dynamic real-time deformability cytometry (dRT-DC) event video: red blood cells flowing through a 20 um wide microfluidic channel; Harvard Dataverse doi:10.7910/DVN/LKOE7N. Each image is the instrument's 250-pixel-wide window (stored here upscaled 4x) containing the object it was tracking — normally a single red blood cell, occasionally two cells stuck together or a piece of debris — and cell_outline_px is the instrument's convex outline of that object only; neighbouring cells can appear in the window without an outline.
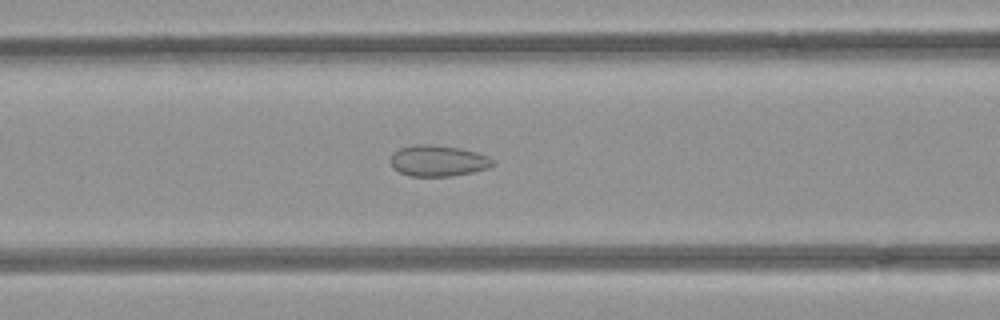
{"species": "common noctule bat (a hibernating species)", "species_latin": "Nyctalus noctula", "temperature_condition": "room temperature", "stored_images_in_passage": 44, "camera_frame_rate_fps": 3000, "um_per_image_px": 0.085, "animal": {"sex": "female", "body_mass_g": 21.9}, "frame": {"image": 1, "passage_image": 14, "time_ms": 4.333, "image_size_px": [1000, 320], "cell_outline_px": [[496, 164], [488, 168], [472, 172], [448, 176], [408, 176], [392, 168], [388, 160], [392, 152], [400, 148], [412, 144], [432, 144], [460, 148], [476, 152], [488, 156], [496, 160]], "centroid_in_image_um": [37.2, 13.65], "position_along_channel_um": 129.4, "area_um2": 18.9}}
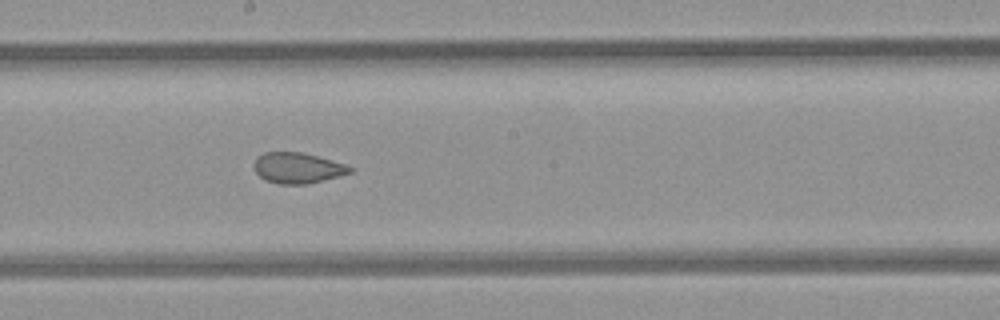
{"frame": {"image": 2, "passage_image": 21, "time_ms": 6.667, "image_size_px": [1000, 320], "cell_outline_px": [[352, 172], [340, 176], [308, 184], [280, 184], [264, 180], [256, 172], [252, 164], [264, 152], [300, 152], [316, 156], [344, 164], [352, 168]], "centroid_in_image_um": [25.28, 14.29], "position_along_channel_um": 222.9, "area_um2": 16.99}}
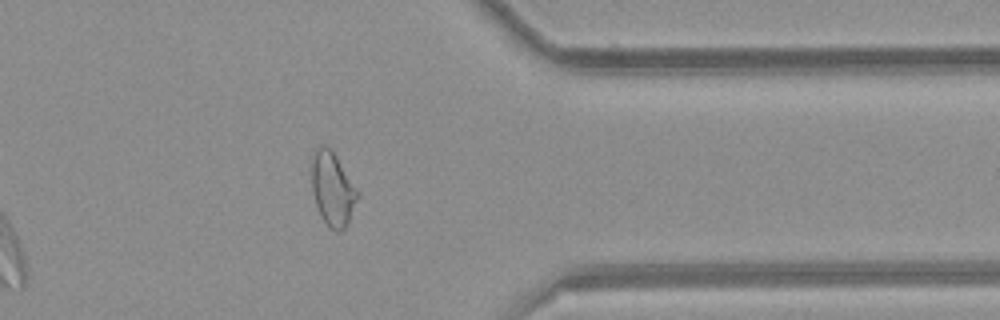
{"frame": {"image": 3, "passage_image": 34, "time_ms": 11.0, "image_size_px": [1000, 320], "cell_outline_px": [[360, 196], [348, 224], [340, 232], [336, 232], [320, 216], [312, 192], [312, 152], [320, 144], [324, 144], [332, 148], [360, 192]], "centroid_in_image_um": [28.29, 16.02], "position_along_channel_um": 383.1, "area_um2": 20.23}, "authors_computed_cell_mechanics": {"area_um2": 19.8254, "velocity_mm_per_s": 4.0095, "shape_relaxation_time_tau1_ms": null, "shape_relaxation_time_tau2_ms": 1.0977, "deformation_change_tau1": null, "deformation_change_tau2": 0.0699}}